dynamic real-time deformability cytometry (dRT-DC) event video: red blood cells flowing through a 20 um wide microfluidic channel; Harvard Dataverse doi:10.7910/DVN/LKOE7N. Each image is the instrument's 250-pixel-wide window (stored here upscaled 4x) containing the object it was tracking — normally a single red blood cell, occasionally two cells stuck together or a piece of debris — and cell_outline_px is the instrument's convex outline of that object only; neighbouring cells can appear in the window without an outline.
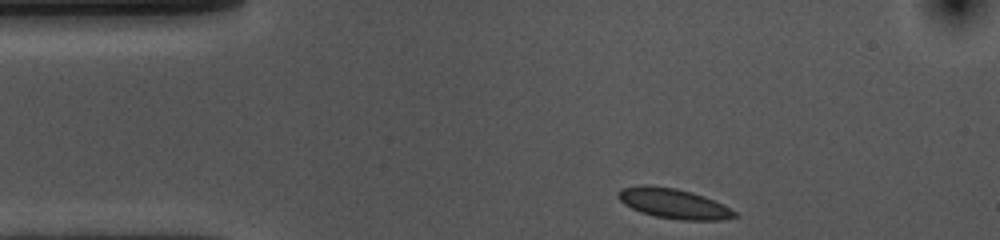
{"species": "common noctule bat (a hibernating species)", "species_latin": "Nyctalus noctula", "temperature_condition": "cold", "stored_images_in_passage": 35, "camera_frame_rate_fps": 3000, "um_per_image_px": 0.085, "animal": {"sex": "female", "body_mass_g": 10.0, "forearm_length_mm": 53.1}, "frame": {"image": 1, "passage_image": 1, "time_ms": 0.0, "image_size_px": [1000, 240], "cell_outline_px": [[740, 216], [720, 220], [680, 220], [656, 216], [640, 212], [624, 204], [616, 196], [616, 192], [620, 188], [644, 184], [676, 188], [692, 192], [704, 196], [736, 212]], "centroid_in_image_um": [57.2, 17.29], "position_along_channel_um": 27.8, "area_um2": 20.35}}
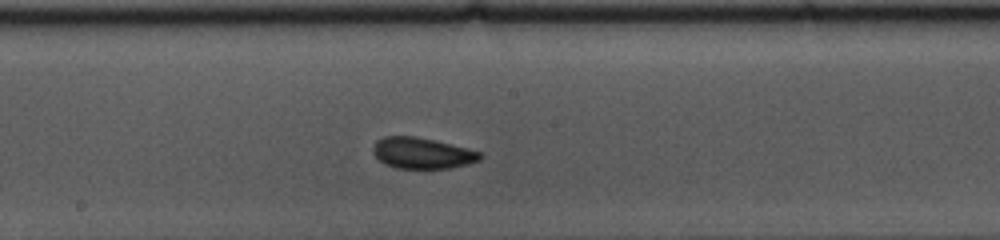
{"frame": {"image": 2, "passage_image": 20, "time_ms": 6.333, "image_size_px": [1000, 240], "cell_outline_px": [[484, 156], [480, 160], [468, 164], [448, 168], [396, 168], [384, 164], [376, 156], [376, 140], [384, 136], [412, 136], [436, 140], [480, 152]], "centroid_in_image_um": [35.93, 13.02], "position_along_channel_um": 212.3, "area_um2": 19.07}}
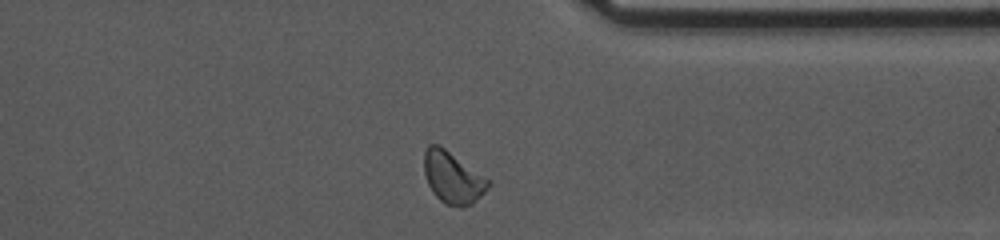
{"frame": {"image": 3, "passage_image": 34, "time_ms": 11.0, "image_size_px": [1000, 240], "cell_outline_px": [[492, 184], [472, 204], [460, 208], [448, 204], [440, 200], [432, 192], [428, 184], [424, 172], [424, 152], [428, 144], [436, 144], [444, 148], [488, 180]], "centroid_in_image_um": [38.45, 15.11], "position_along_channel_um": 373.0, "area_um2": 18.9}, "authors_computed_cell_mechanics": {"area_um2": 19.363, "velocity_mm_per_s": 3.5818, "shape_relaxation_time_tau1_ms": 3.3363, "shape_relaxation_time_tau2_ms": 1.7191, "deformation_change_tau1": 0.082, "deformation_change_tau2": 0.0601}}